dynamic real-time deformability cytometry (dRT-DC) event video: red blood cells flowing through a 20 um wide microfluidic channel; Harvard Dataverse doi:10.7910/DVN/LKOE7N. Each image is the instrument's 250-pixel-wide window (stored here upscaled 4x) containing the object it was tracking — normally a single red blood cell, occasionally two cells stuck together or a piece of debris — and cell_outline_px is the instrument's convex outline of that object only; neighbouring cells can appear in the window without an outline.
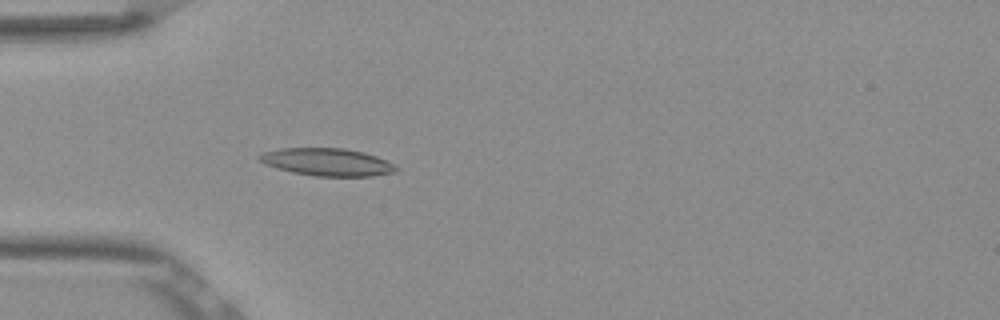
{"species": "Egyptian fruit bat (a non-hibernating species)", "species_latin": "Rousettus aegyptiacus", "temperature_condition": "room temperature", "stored_images_in_passage": 27, "camera_frame_rate_fps": 3000, "um_per_image_px": 0.085, "frame": {"image": 1, "passage_image": 5, "time_ms": 1.333, "image_size_px": [1000, 320], "cell_outline_px": [[400, 168], [396, 172], [372, 176], [316, 176], [292, 172], [276, 168], [264, 164], [256, 160], [256, 156], [260, 152], [280, 148], [344, 148], [364, 152], [376, 156], [396, 164]], "centroid_in_image_um": [27.78, 13.77], "position_along_channel_um": 57.2, "area_um2": 22.37}}
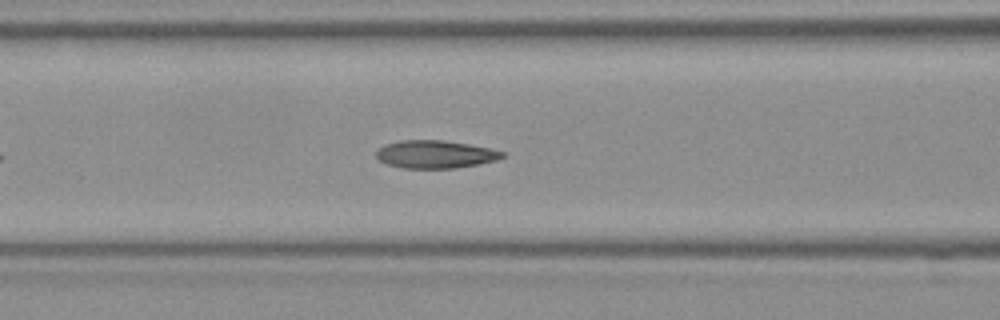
{"frame": {"image": 2, "passage_image": 11, "time_ms": 3.333, "image_size_px": [1000, 320], "cell_outline_px": [[504, 156], [496, 160], [480, 164], [456, 168], [404, 168], [388, 164], [380, 160], [376, 156], [376, 148], [384, 144], [400, 140], [444, 140], [492, 148], [504, 152]], "centroid_in_image_um": [36.99, 13.11], "position_along_channel_um": 129.6, "area_um2": 20.58}}
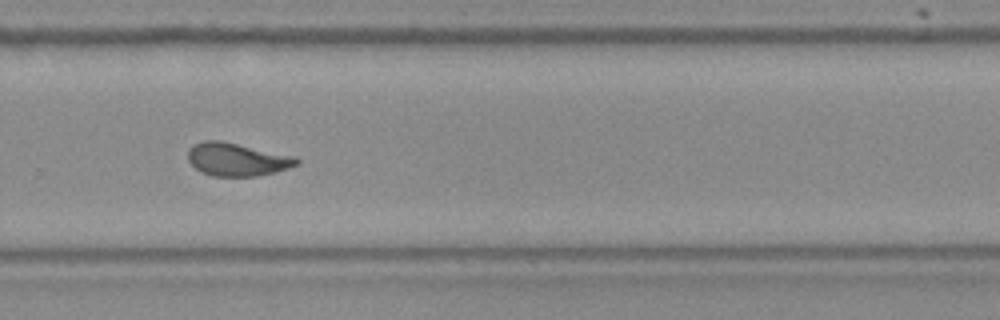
{"frame": {"image": 3, "passage_image": 25, "time_ms": 8.0, "image_size_px": [1000, 320], "cell_outline_px": [[300, 164], [276, 172], [260, 176], [212, 176], [200, 172], [188, 160], [188, 148], [204, 140], [220, 140], [296, 156], [300, 160]], "centroid_in_image_um": [20.17, 13.55], "position_along_channel_um": 309.6, "area_um2": 21.1}}